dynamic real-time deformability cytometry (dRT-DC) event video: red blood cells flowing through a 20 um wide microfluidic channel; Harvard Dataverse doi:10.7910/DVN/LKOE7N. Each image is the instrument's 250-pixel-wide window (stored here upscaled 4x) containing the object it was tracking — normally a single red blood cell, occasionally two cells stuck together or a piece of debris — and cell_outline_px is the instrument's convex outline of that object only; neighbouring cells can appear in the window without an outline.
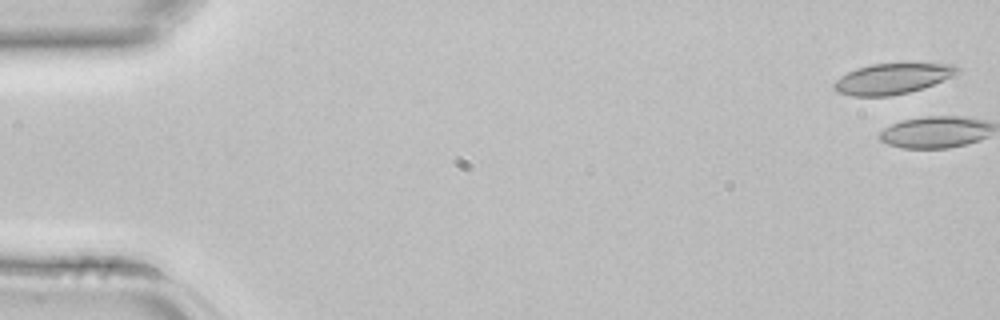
{"species": "common noctule bat (a hibernating species)", "species_latin": "Nyctalus noctula", "temperature_condition": "room temperature", "stored_images_in_passage": 4, "camera_frame_rate_fps": 3000, "um_per_image_px": 0.085, "animal": {"sex": "female", "body_mass_g": 22.7, "forearm_length_mm": 54.2}, "frame": {"image": 1, "passage_image": 1, "time_ms": 0.0, "image_size_px": [1000, 320], "cell_outline_px": [[960, 72], [932, 84], [908, 92], [888, 96], [852, 96], [836, 92], [832, 88], [832, 84], [840, 76], [856, 68], [872, 64], [956, 64], [960, 68]], "centroid_in_image_um": [75.78, 6.69], "position_along_channel_um": 9.2, "area_um2": 21.73}}